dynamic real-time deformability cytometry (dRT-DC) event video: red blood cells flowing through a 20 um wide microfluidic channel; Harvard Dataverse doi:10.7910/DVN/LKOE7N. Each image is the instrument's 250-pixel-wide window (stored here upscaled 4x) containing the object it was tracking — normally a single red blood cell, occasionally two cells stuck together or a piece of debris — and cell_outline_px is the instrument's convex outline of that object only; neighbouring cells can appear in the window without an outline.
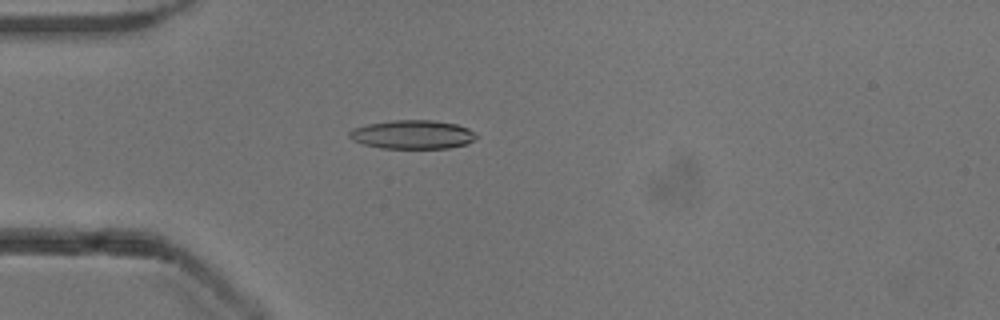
{"species": "common noctule bat (a hibernating species)", "species_latin": "Nyctalus noctula", "temperature_condition": "cold", "stored_images_in_passage": 51, "camera_frame_rate_fps": 3000, "um_per_image_px": 0.085, "animal": {"sex": "male", "body_mass_g": 13.3}, "frame": {"image": 1, "passage_image": 13, "time_ms": 4.0, "image_size_px": [1000, 320], "cell_outline_px": [[476, 136], [472, 140], [464, 144], [448, 148], [380, 148], [364, 144], [352, 140], [348, 136], [348, 132], [352, 128], [368, 124], [392, 120], [432, 120], [456, 124], [468, 128]], "centroid_in_image_um": [35.0, 11.43], "position_along_channel_um": 50.0, "area_um2": 21.1}}
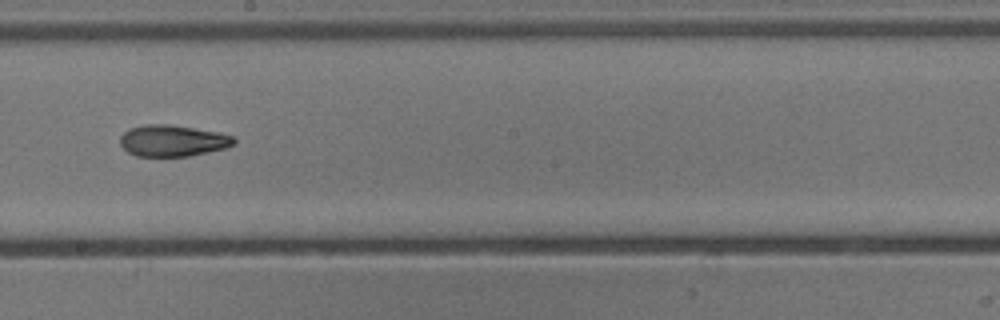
{"frame": {"image": 2, "passage_image": 28, "time_ms": 9.0, "image_size_px": [1000, 320], "cell_outline_px": [[236, 144], [224, 148], [188, 156], [136, 156], [128, 152], [120, 144], [120, 136], [128, 128], [144, 124], [172, 124], [216, 132], [232, 136], [236, 140]], "centroid_in_image_um": [14.64, 11.95], "position_along_channel_um": 233.6, "area_um2": 20.81}}
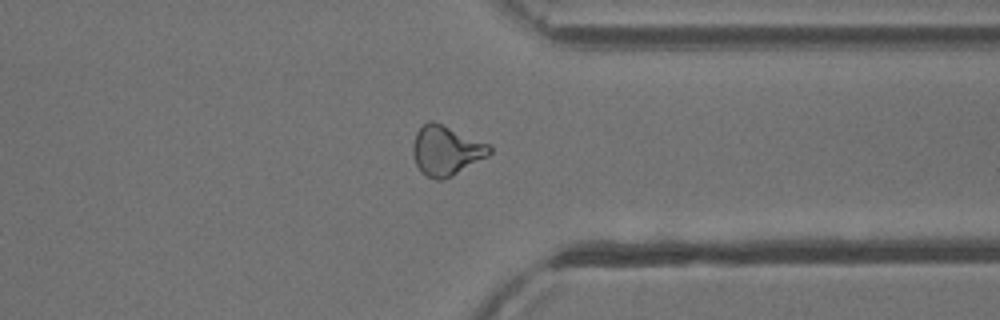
{"frame": {"image": 3, "passage_image": 39, "time_ms": 12.667, "image_size_px": [1000, 320], "cell_outline_px": [[492, 152], [488, 156], [452, 176], [444, 180], [436, 180], [420, 172], [416, 164], [412, 152], [412, 144], [416, 132], [428, 120], [432, 120], [488, 144], [492, 148]], "centroid_in_image_um": [37.89, 12.81], "position_along_channel_um": 373.5, "area_um2": 22.08}, "authors_computed_cell_mechanics": {"area_um2": 21.2126, "velocity_mm_per_s": 3.8977, "shape_relaxation_time_tau1_ms": 8.639, "shape_relaxation_time_tau2_ms": 5.198, "deformation_change_tau1": 0.2209, "deformation_change_tau2": 0.1392}}